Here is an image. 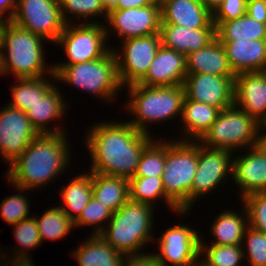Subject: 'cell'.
<instances>
[{"mask_svg":"<svg viewBox=\"0 0 266 266\" xmlns=\"http://www.w3.org/2000/svg\"><path fill=\"white\" fill-rule=\"evenodd\" d=\"M102 24L94 21L66 24L55 44L63 46L68 62L53 66H68L102 58L111 49L110 46L106 47V24Z\"/></svg>","mask_w":266,"mask_h":266,"instance_id":"9c48e42d","label":"cell"},{"mask_svg":"<svg viewBox=\"0 0 266 266\" xmlns=\"http://www.w3.org/2000/svg\"><path fill=\"white\" fill-rule=\"evenodd\" d=\"M243 245H214L204 244L200 239V256L206 254L201 261L207 266H239L244 255ZM204 251V252H203Z\"/></svg>","mask_w":266,"mask_h":266,"instance_id":"836d02e7","label":"cell"},{"mask_svg":"<svg viewBox=\"0 0 266 266\" xmlns=\"http://www.w3.org/2000/svg\"><path fill=\"white\" fill-rule=\"evenodd\" d=\"M247 238V239H246ZM247 247V257L251 266H266V234L252 227H247L244 233L243 242Z\"/></svg>","mask_w":266,"mask_h":266,"instance_id":"60d3db41","label":"cell"},{"mask_svg":"<svg viewBox=\"0 0 266 266\" xmlns=\"http://www.w3.org/2000/svg\"><path fill=\"white\" fill-rule=\"evenodd\" d=\"M248 0H224L212 12L213 23H223L247 14Z\"/></svg>","mask_w":266,"mask_h":266,"instance_id":"b9f144b4","label":"cell"},{"mask_svg":"<svg viewBox=\"0 0 266 266\" xmlns=\"http://www.w3.org/2000/svg\"><path fill=\"white\" fill-rule=\"evenodd\" d=\"M202 3L213 12L215 8L220 5L224 0H201Z\"/></svg>","mask_w":266,"mask_h":266,"instance_id":"681fc988","label":"cell"},{"mask_svg":"<svg viewBox=\"0 0 266 266\" xmlns=\"http://www.w3.org/2000/svg\"><path fill=\"white\" fill-rule=\"evenodd\" d=\"M25 112L9 104L0 111V152L10 165L39 135Z\"/></svg>","mask_w":266,"mask_h":266,"instance_id":"4fadbf2b","label":"cell"},{"mask_svg":"<svg viewBox=\"0 0 266 266\" xmlns=\"http://www.w3.org/2000/svg\"><path fill=\"white\" fill-rule=\"evenodd\" d=\"M3 260L4 261L7 260V261L4 263ZM8 260L9 259H7L5 256L4 257L2 256L1 261L3 262V264L0 261V263H1L0 266H34V264L31 263L32 262L31 258H27L26 259V258H15V257H13V259L9 260V262H8Z\"/></svg>","mask_w":266,"mask_h":266,"instance_id":"c3c4849f","label":"cell"},{"mask_svg":"<svg viewBox=\"0 0 266 266\" xmlns=\"http://www.w3.org/2000/svg\"><path fill=\"white\" fill-rule=\"evenodd\" d=\"M147 5H160L155 0H119L114 9L141 8Z\"/></svg>","mask_w":266,"mask_h":266,"instance_id":"f6af8a7d","label":"cell"},{"mask_svg":"<svg viewBox=\"0 0 266 266\" xmlns=\"http://www.w3.org/2000/svg\"><path fill=\"white\" fill-rule=\"evenodd\" d=\"M241 202L248 215V226L266 234V192L244 197Z\"/></svg>","mask_w":266,"mask_h":266,"instance_id":"f35d334b","label":"cell"},{"mask_svg":"<svg viewBox=\"0 0 266 266\" xmlns=\"http://www.w3.org/2000/svg\"><path fill=\"white\" fill-rule=\"evenodd\" d=\"M234 74L265 72L266 39L220 41Z\"/></svg>","mask_w":266,"mask_h":266,"instance_id":"44dd1931","label":"cell"},{"mask_svg":"<svg viewBox=\"0 0 266 266\" xmlns=\"http://www.w3.org/2000/svg\"><path fill=\"white\" fill-rule=\"evenodd\" d=\"M42 42H46L43 37L8 21L0 46V75L13 73L16 78H36L48 72L56 81L53 66H46Z\"/></svg>","mask_w":266,"mask_h":266,"instance_id":"3957f363","label":"cell"},{"mask_svg":"<svg viewBox=\"0 0 266 266\" xmlns=\"http://www.w3.org/2000/svg\"><path fill=\"white\" fill-rule=\"evenodd\" d=\"M16 8H17V0H0V17L3 18L7 16L6 19L10 21L15 14ZM6 12L9 15H4L6 14Z\"/></svg>","mask_w":266,"mask_h":266,"instance_id":"bcb514c9","label":"cell"},{"mask_svg":"<svg viewBox=\"0 0 266 266\" xmlns=\"http://www.w3.org/2000/svg\"><path fill=\"white\" fill-rule=\"evenodd\" d=\"M157 198L163 201L180 215H184L189 211H181L165 194L163 181L161 177H133L129 179V199L132 201L146 203L154 206Z\"/></svg>","mask_w":266,"mask_h":266,"instance_id":"4dcf8cb0","label":"cell"},{"mask_svg":"<svg viewBox=\"0 0 266 266\" xmlns=\"http://www.w3.org/2000/svg\"><path fill=\"white\" fill-rule=\"evenodd\" d=\"M122 266H160L154 253L125 255Z\"/></svg>","mask_w":266,"mask_h":266,"instance_id":"7bdbcfd3","label":"cell"},{"mask_svg":"<svg viewBox=\"0 0 266 266\" xmlns=\"http://www.w3.org/2000/svg\"><path fill=\"white\" fill-rule=\"evenodd\" d=\"M64 213L75 222L92 198V172L79 174L60 190Z\"/></svg>","mask_w":266,"mask_h":266,"instance_id":"83f0119b","label":"cell"},{"mask_svg":"<svg viewBox=\"0 0 266 266\" xmlns=\"http://www.w3.org/2000/svg\"><path fill=\"white\" fill-rule=\"evenodd\" d=\"M56 86H53L41 99H39L26 112V117L30 120L36 130L40 133H60L65 132L64 128H49L47 124L58 121L66 111V103Z\"/></svg>","mask_w":266,"mask_h":266,"instance_id":"cb8c5ba5","label":"cell"},{"mask_svg":"<svg viewBox=\"0 0 266 266\" xmlns=\"http://www.w3.org/2000/svg\"><path fill=\"white\" fill-rule=\"evenodd\" d=\"M126 87L130 96L127 109L136 115L128 123L138 131L151 134L148 123L163 122L178 115L181 118L185 98L183 85L149 87L136 83Z\"/></svg>","mask_w":266,"mask_h":266,"instance_id":"5b68a950","label":"cell"},{"mask_svg":"<svg viewBox=\"0 0 266 266\" xmlns=\"http://www.w3.org/2000/svg\"><path fill=\"white\" fill-rule=\"evenodd\" d=\"M53 73L58 82L61 80L105 101L113 99L116 92L123 88L118 78L117 60L112 48L97 60L53 66Z\"/></svg>","mask_w":266,"mask_h":266,"instance_id":"52a82bcc","label":"cell"},{"mask_svg":"<svg viewBox=\"0 0 266 266\" xmlns=\"http://www.w3.org/2000/svg\"><path fill=\"white\" fill-rule=\"evenodd\" d=\"M165 167V140L151 141L143 150L134 177H162Z\"/></svg>","mask_w":266,"mask_h":266,"instance_id":"e575fe53","label":"cell"},{"mask_svg":"<svg viewBox=\"0 0 266 266\" xmlns=\"http://www.w3.org/2000/svg\"><path fill=\"white\" fill-rule=\"evenodd\" d=\"M194 266H207L201 260L197 261Z\"/></svg>","mask_w":266,"mask_h":266,"instance_id":"f5cc1de1","label":"cell"},{"mask_svg":"<svg viewBox=\"0 0 266 266\" xmlns=\"http://www.w3.org/2000/svg\"><path fill=\"white\" fill-rule=\"evenodd\" d=\"M101 3L106 12L108 13L110 10L114 9L118 5L119 0H101Z\"/></svg>","mask_w":266,"mask_h":266,"instance_id":"f907efd6","label":"cell"},{"mask_svg":"<svg viewBox=\"0 0 266 266\" xmlns=\"http://www.w3.org/2000/svg\"><path fill=\"white\" fill-rule=\"evenodd\" d=\"M65 135L64 132L39 134L10 164L6 178L16 191L43 187L58 178L59 173L63 174L71 159Z\"/></svg>","mask_w":266,"mask_h":266,"instance_id":"7a4b0ae2","label":"cell"},{"mask_svg":"<svg viewBox=\"0 0 266 266\" xmlns=\"http://www.w3.org/2000/svg\"><path fill=\"white\" fill-rule=\"evenodd\" d=\"M248 152L233 158L230 178L240 188L241 200L253 193L266 192V155L255 146Z\"/></svg>","mask_w":266,"mask_h":266,"instance_id":"d6986e66","label":"cell"},{"mask_svg":"<svg viewBox=\"0 0 266 266\" xmlns=\"http://www.w3.org/2000/svg\"><path fill=\"white\" fill-rule=\"evenodd\" d=\"M242 214L236 211L224 210L212 222L211 234L215 237L214 245H243V238L248 227V215L244 206Z\"/></svg>","mask_w":266,"mask_h":266,"instance_id":"f1b7e54d","label":"cell"},{"mask_svg":"<svg viewBox=\"0 0 266 266\" xmlns=\"http://www.w3.org/2000/svg\"><path fill=\"white\" fill-rule=\"evenodd\" d=\"M91 128L85 140L92 158V170L88 172L133 178L152 135L138 131L126 121H104Z\"/></svg>","mask_w":266,"mask_h":266,"instance_id":"6da1fadb","label":"cell"},{"mask_svg":"<svg viewBox=\"0 0 266 266\" xmlns=\"http://www.w3.org/2000/svg\"><path fill=\"white\" fill-rule=\"evenodd\" d=\"M221 110L211 105L184 98L181 119L185 135L181 141H198L217 119ZM194 138V139H193Z\"/></svg>","mask_w":266,"mask_h":266,"instance_id":"d4e9b609","label":"cell"},{"mask_svg":"<svg viewBox=\"0 0 266 266\" xmlns=\"http://www.w3.org/2000/svg\"><path fill=\"white\" fill-rule=\"evenodd\" d=\"M186 75V56L161 44L146 75L137 84L149 87L180 86L184 84Z\"/></svg>","mask_w":266,"mask_h":266,"instance_id":"e0dca14e","label":"cell"},{"mask_svg":"<svg viewBox=\"0 0 266 266\" xmlns=\"http://www.w3.org/2000/svg\"><path fill=\"white\" fill-rule=\"evenodd\" d=\"M41 242L45 239L58 240L64 238L75 228L74 222L60 207L47 209L42 216H35Z\"/></svg>","mask_w":266,"mask_h":266,"instance_id":"d6a6232c","label":"cell"},{"mask_svg":"<svg viewBox=\"0 0 266 266\" xmlns=\"http://www.w3.org/2000/svg\"><path fill=\"white\" fill-rule=\"evenodd\" d=\"M247 14L256 21L266 24V1L248 0Z\"/></svg>","mask_w":266,"mask_h":266,"instance_id":"ee69618b","label":"cell"},{"mask_svg":"<svg viewBox=\"0 0 266 266\" xmlns=\"http://www.w3.org/2000/svg\"><path fill=\"white\" fill-rule=\"evenodd\" d=\"M122 50H113L122 87L138 83L147 73L161 46L160 34L122 40ZM121 54V55H120Z\"/></svg>","mask_w":266,"mask_h":266,"instance_id":"8fae6325","label":"cell"},{"mask_svg":"<svg viewBox=\"0 0 266 266\" xmlns=\"http://www.w3.org/2000/svg\"><path fill=\"white\" fill-rule=\"evenodd\" d=\"M14 237L19 246L22 247L13 252L15 258H31L28 250L40 246L41 239L39 236L38 225L35 217H29L12 225ZM26 249V250H25Z\"/></svg>","mask_w":266,"mask_h":266,"instance_id":"8d00e7d4","label":"cell"},{"mask_svg":"<svg viewBox=\"0 0 266 266\" xmlns=\"http://www.w3.org/2000/svg\"><path fill=\"white\" fill-rule=\"evenodd\" d=\"M90 235L87 242L73 252L79 266H122L125 255L118 253L100 235Z\"/></svg>","mask_w":266,"mask_h":266,"instance_id":"484cf974","label":"cell"},{"mask_svg":"<svg viewBox=\"0 0 266 266\" xmlns=\"http://www.w3.org/2000/svg\"><path fill=\"white\" fill-rule=\"evenodd\" d=\"M231 151L210 149L198 143V168L191 189V207L198 198L209 194L222 184L227 175L232 177Z\"/></svg>","mask_w":266,"mask_h":266,"instance_id":"9a60e30c","label":"cell"},{"mask_svg":"<svg viewBox=\"0 0 266 266\" xmlns=\"http://www.w3.org/2000/svg\"><path fill=\"white\" fill-rule=\"evenodd\" d=\"M161 44L187 56L205 47L215 37V28L189 29L175 24H161Z\"/></svg>","mask_w":266,"mask_h":266,"instance_id":"7402d4cb","label":"cell"},{"mask_svg":"<svg viewBox=\"0 0 266 266\" xmlns=\"http://www.w3.org/2000/svg\"><path fill=\"white\" fill-rule=\"evenodd\" d=\"M186 70L187 74L236 76L229 65L222 43L216 37L205 47L186 56Z\"/></svg>","mask_w":266,"mask_h":266,"instance_id":"603a6c76","label":"cell"},{"mask_svg":"<svg viewBox=\"0 0 266 266\" xmlns=\"http://www.w3.org/2000/svg\"><path fill=\"white\" fill-rule=\"evenodd\" d=\"M198 168V142L165 140L162 174L166 196L181 210H191V189Z\"/></svg>","mask_w":266,"mask_h":266,"instance_id":"8992f818","label":"cell"},{"mask_svg":"<svg viewBox=\"0 0 266 266\" xmlns=\"http://www.w3.org/2000/svg\"><path fill=\"white\" fill-rule=\"evenodd\" d=\"M112 213L113 212L109 208L92 197L83 209L79 218L74 222V226L81 227V225H96L92 235H99L103 231L105 223L109 222ZM101 223H103L104 226Z\"/></svg>","mask_w":266,"mask_h":266,"instance_id":"74e56055","label":"cell"},{"mask_svg":"<svg viewBox=\"0 0 266 266\" xmlns=\"http://www.w3.org/2000/svg\"><path fill=\"white\" fill-rule=\"evenodd\" d=\"M11 88L12 101L8 104L26 112L39 99H41L55 84L46 77L17 78Z\"/></svg>","mask_w":266,"mask_h":266,"instance_id":"1f68e13d","label":"cell"},{"mask_svg":"<svg viewBox=\"0 0 266 266\" xmlns=\"http://www.w3.org/2000/svg\"><path fill=\"white\" fill-rule=\"evenodd\" d=\"M161 24L189 29L215 28L212 12L201 0H166L161 5Z\"/></svg>","mask_w":266,"mask_h":266,"instance_id":"ffe728a7","label":"cell"},{"mask_svg":"<svg viewBox=\"0 0 266 266\" xmlns=\"http://www.w3.org/2000/svg\"><path fill=\"white\" fill-rule=\"evenodd\" d=\"M29 203L23 194L6 196L0 205V215L7 223L14 225L23 219L29 218Z\"/></svg>","mask_w":266,"mask_h":266,"instance_id":"ab89813d","label":"cell"},{"mask_svg":"<svg viewBox=\"0 0 266 266\" xmlns=\"http://www.w3.org/2000/svg\"><path fill=\"white\" fill-rule=\"evenodd\" d=\"M200 234L186 225L169 227L158 238L159 253H154L160 266H194L200 259ZM169 262V263H168Z\"/></svg>","mask_w":266,"mask_h":266,"instance_id":"7c38bea8","label":"cell"},{"mask_svg":"<svg viewBox=\"0 0 266 266\" xmlns=\"http://www.w3.org/2000/svg\"><path fill=\"white\" fill-rule=\"evenodd\" d=\"M153 207L129 199L112 213L109 226H105L99 235L120 254L142 253L140 249L143 250L142 247L154 239L151 235L154 228Z\"/></svg>","mask_w":266,"mask_h":266,"instance_id":"277c9868","label":"cell"},{"mask_svg":"<svg viewBox=\"0 0 266 266\" xmlns=\"http://www.w3.org/2000/svg\"><path fill=\"white\" fill-rule=\"evenodd\" d=\"M10 21L52 43L57 42L66 25L59 0H17Z\"/></svg>","mask_w":266,"mask_h":266,"instance_id":"30bf717a","label":"cell"},{"mask_svg":"<svg viewBox=\"0 0 266 266\" xmlns=\"http://www.w3.org/2000/svg\"><path fill=\"white\" fill-rule=\"evenodd\" d=\"M92 197L116 212L129 200V179L92 172Z\"/></svg>","mask_w":266,"mask_h":266,"instance_id":"4316f807","label":"cell"},{"mask_svg":"<svg viewBox=\"0 0 266 266\" xmlns=\"http://www.w3.org/2000/svg\"><path fill=\"white\" fill-rule=\"evenodd\" d=\"M214 25L215 35L219 41L266 39V24L256 21L248 14Z\"/></svg>","mask_w":266,"mask_h":266,"instance_id":"f546056e","label":"cell"},{"mask_svg":"<svg viewBox=\"0 0 266 266\" xmlns=\"http://www.w3.org/2000/svg\"><path fill=\"white\" fill-rule=\"evenodd\" d=\"M234 105L258 123H266V73L237 74L234 79Z\"/></svg>","mask_w":266,"mask_h":266,"instance_id":"ac0fdd59","label":"cell"},{"mask_svg":"<svg viewBox=\"0 0 266 266\" xmlns=\"http://www.w3.org/2000/svg\"><path fill=\"white\" fill-rule=\"evenodd\" d=\"M259 126L260 123L247 112L232 105L221 110L217 119L197 142L210 149L233 153L238 148L255 146Z\"/></svg>","mask_w":266,"mask_h":266,"instance_id":"ba28073f","label":"cell"},{"mask_svg":"<svg viewBox=\"0 0 266 266\" xmlns=\"http://www.w3.org/2000/svg\"><path fill=\"white\" fill-rule=\"evenodd\" d=\"M7 22H8L7 19L0 17V46H1V42H2L3 30H4V27H5Z\"/></svg>","mask_w":266,"mask_h":266,"instance_id":"816d5d0a","label":"cell"},{"mask_svg":"<svg viewBox=\"0 0 266 266\" xmlns=\"http://www.w3.org/2000/svg\"><path fill=\"white\" fill-rule=\"evenodd\" d=\"M262 130H265L263 134ZM255 147L266 155V123L259 126Z\"/></svg>","mask_w":266,"mask_h":266,"instance_id":"7dc6e473","label":"cell"},{"mask_svg":"<svg viewBox=\"0 0 266 266\" xmlns=\"http://www.w3.org/2000/svg\"><path fill=\"white\" fill-rule=\"evenodd\" d=\"M60 10L63 20L66 24L70 23L68 14L74 15L77 18H86V23L89 18L104 17L107 19V12L102 6L101 0H59ZM69 18V19H68ZM69 21V22H68Z\"/></svg>","mask_w":266,"mask_h":266,"instance_id":"d590c367","label":"cell"},{"mask_svg":"<svg viewBox=\"0 0 266 266\" xmlns=\"http://www.w3.org/2000/svg\"><path fill=\"white\" fill-rule=\"evenodd\" d=\"M108 27L106 37L109 38V26L117 32L121 40L160 34L161 7L147 5L141 8L112 9L107 13Z\"/></svg>","mask_w":266,"mask_h":266,"instance_id":"5bb4252c","label":"cell"},{"mask_svg":"<svg viewBox=\"0 0 266 266\" xmlns=\"http://www.w3.org/2000/svg\"><path fill=\"white\" fill-rule=\"evenodd\" d=\"M164 1H166V0H155V2L157 3V4H162Z\"/></svg>","mask_w":266,"mask_h":266,"instance_id":"db71d44e","label":"cell"},{"mask_svg":"<svg viewBox=\"0 0 266 266\" xmlns=\"http://www.w3.org/2000/svg\"><path fill=\"white\" fill-rule=\"evenodd\" d=\"M235 76L213 74H187L184 81L185 96L224 110L234 105Z\"/></svg>","mask_w":266,"mask_h":266,"instance_id":"2e32d148","label":"cell"}]
</instances>
